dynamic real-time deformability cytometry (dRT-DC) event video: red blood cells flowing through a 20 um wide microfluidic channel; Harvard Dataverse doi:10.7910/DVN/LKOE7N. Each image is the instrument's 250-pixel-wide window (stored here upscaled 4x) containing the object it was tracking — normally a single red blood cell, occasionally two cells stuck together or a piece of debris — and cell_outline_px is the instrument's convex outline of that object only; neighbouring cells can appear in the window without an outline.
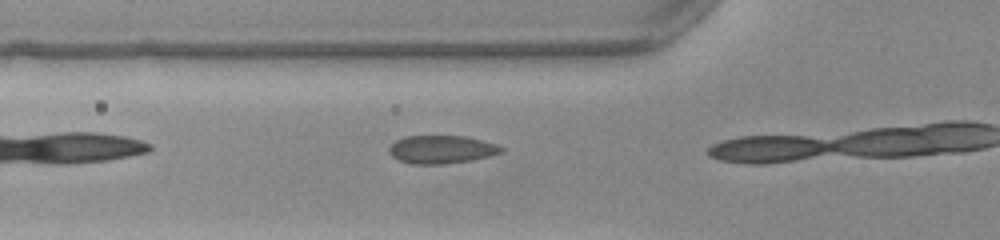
{"species": "common noctule bat (a hibernating species)", "species_latin": "Nyctalus noctula", "temperature_condition": "warm", "stored_images_in_passage": 5, "camera_frame_rate_fps": 3000, "um_per_image_px": 0.085, "animal": {"sex": "female", "body_mass_g": 22.0, "forearm_length_mm": 56.7}, "frame": {"image": 1, "passage_image": 4, "time_ms": 1.0, "image_size_px": [1000, 240], "cell_outline_px": [[504, 152], [472, 160], [444, 164], [412, 164], [400, 160], [392, 156], [388, 152], [388, 148], [396, 140], [404, 136], [464, 136], [496, 144], [504, 148]], "centroid_in_image_um": [37.51, 12.7], "position_along_channel_um": 88.3, "area_um2": 18.32}}